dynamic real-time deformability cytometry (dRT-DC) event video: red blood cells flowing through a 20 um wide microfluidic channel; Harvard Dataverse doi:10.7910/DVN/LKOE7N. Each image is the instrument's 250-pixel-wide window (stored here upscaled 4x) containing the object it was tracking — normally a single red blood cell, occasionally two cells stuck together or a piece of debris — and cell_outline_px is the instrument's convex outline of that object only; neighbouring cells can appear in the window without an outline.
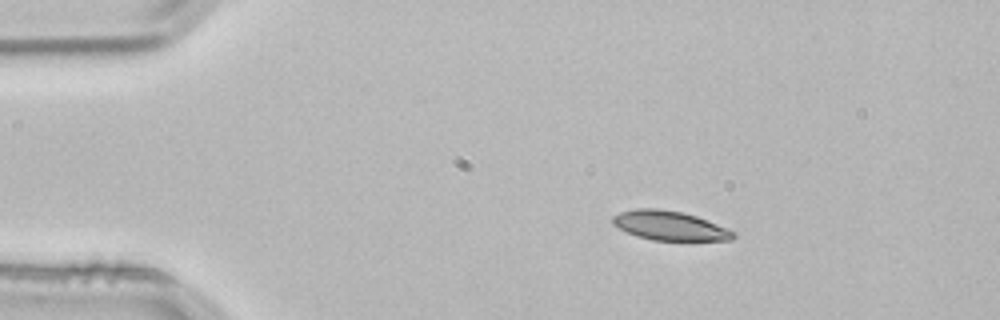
{"species": "common noctule bat (a hibernating species)", "species_latin": "Nyctalus noctula", "temperature_condition": "room temperature", "stored_images_in_passage": 2, "camera_frame_rate_fps": 3000, "um_per_image_px": 0.085, "animal": {"sex": "male", "body_mass_g": 21.5, "forearm_length_mm": 52.0}, "frame": {"image": 1, "passage_image": 1, "time_ms": 0.0, "image_size_px": [1000, 320], "cell_outline_px": [[736, 236], [732, 240], [652, 240], [636, 236], [612, 224], [612, 216], [620, 212], [636, 208], [656, 208], [684, 212], [696, 216], [736, 232]], "centroid_in_image_um": [56.91, 19.17], "position_along_channel_um": 28.1, "area_um2": 20.52}}